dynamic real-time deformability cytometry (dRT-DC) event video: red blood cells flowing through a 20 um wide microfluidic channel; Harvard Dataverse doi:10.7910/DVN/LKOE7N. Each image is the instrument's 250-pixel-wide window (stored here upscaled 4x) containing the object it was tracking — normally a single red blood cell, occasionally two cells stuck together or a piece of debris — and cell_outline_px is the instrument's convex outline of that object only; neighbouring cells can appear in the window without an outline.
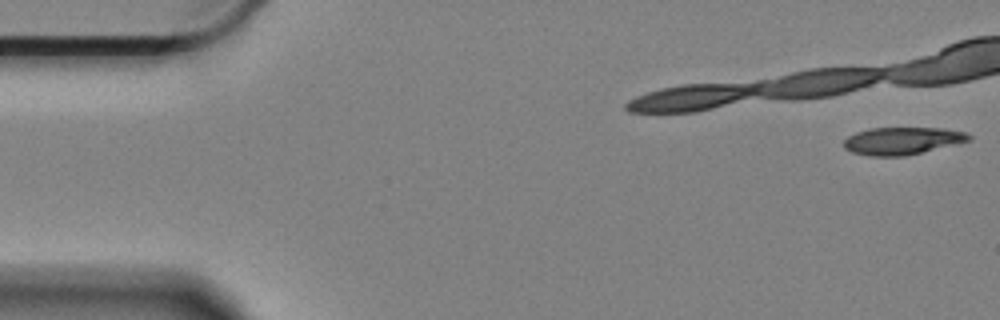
{"species": "Egyptian fruit bat (a non-hibernating species)", "species_latin": "Rousettus aegyptiacus", "temperature_condition": "cold", "stored_images_in_passage": 12, "camera_frame_rate_fps": 3000, "um_per_image_px": 0.085, "animal": {"sex": "female"}, "frame": {"image": 1, "passage_image": 1, "time_ms": 0.0, "image_size_px": [1000, 320], "cell_outline_px": [[972, 140], [904, 156], [868, 156], [852, 152], [844, 148], [844, 140], [848, 136], [856, 132], [872, 128], [940, 128], [964, 132], [972, 136]], "centroid_in_image_um": [76.67, 11.97], "position_along_channel_um": 8.3, "area_um2": 19.83}}